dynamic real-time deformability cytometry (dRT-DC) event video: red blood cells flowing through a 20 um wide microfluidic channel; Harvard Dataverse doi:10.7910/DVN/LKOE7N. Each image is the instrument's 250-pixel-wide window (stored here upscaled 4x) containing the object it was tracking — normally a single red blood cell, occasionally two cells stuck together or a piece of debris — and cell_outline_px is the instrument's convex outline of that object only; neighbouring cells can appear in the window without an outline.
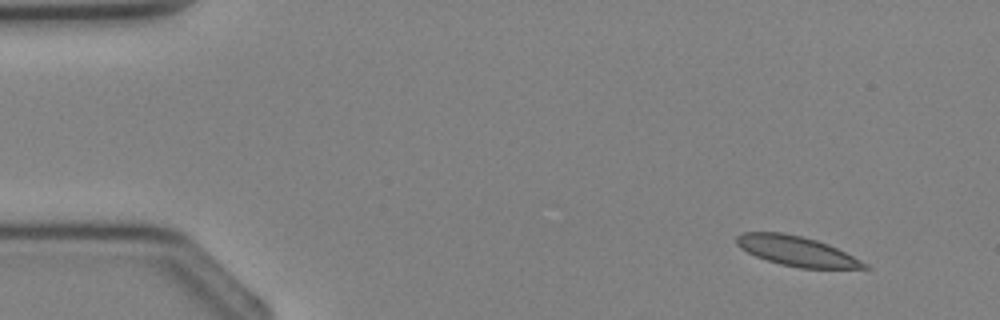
{"species": "Egyptian fruit bat (a non-hibernating species)", "species_latin": "Rousettus aegyptiacus", "temperature_condition": "cold", "stored_images_in_passage": 4, "segment_of_instrument_passage": [2, 2], "camera_frame_rate_fps": 3000, "um_per_image_px": 0.085, "animal": {"sex": "female"}, "frame": {"image": 1, "passage_image": 4, "time_ms": 3.667, "image_size_px": [1000, 320], "cell_outline_px": [[872, 268], [800, 268], [780, 264], [756, 256], [740, 248], [736, 244], [736, 236], [740, 232], [784, 232], [816, 240], [828, 244], [868, 264]], "centroid_in_image_um": [67.67, 21.33], "position_along_channel_um": 17.3, "area_um2": 22.02}}